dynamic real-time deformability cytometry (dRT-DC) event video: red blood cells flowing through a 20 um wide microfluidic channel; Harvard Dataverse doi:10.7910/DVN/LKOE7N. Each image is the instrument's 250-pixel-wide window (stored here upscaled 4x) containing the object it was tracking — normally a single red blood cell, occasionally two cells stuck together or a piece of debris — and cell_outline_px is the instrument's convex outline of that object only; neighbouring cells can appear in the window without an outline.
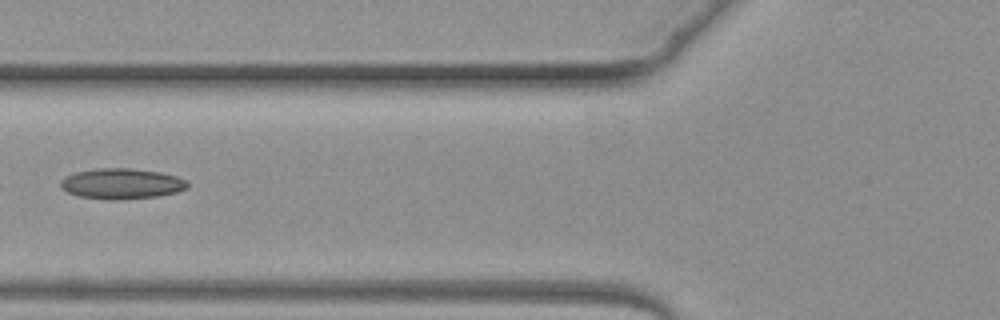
{"species": "common noctule bat (a hibernating species)", "species_latin": "Nyctalus noctula", "temperature_condition": "warm", "stored_images_in_passage": 3, "camera_frame_rate_fps": 3000, "um_per_image_px": 0.085, "animal": {"sex": "female", "body_mass_g": 19.3, "forearm_length_mm": 54.1}, "frame": {"image": 1, "passage_image": 3, "time_ms": 2.333, "image_size_px": [1000, 320], "cell_outline_px": [[188, 188], [176, 192], [160, 196], [124, 200], [108, 200], [80, 196], [68, 192], [60, 188], [60, 180], [64, 176], [76, 172], [100, 168], [128, 168], [160, 172], [176, 176], [188, 180]], "centroid_in_image_um": [10.35, 15.62], "position_along_channel_um": 115.5, "area_um2": 22.83}}